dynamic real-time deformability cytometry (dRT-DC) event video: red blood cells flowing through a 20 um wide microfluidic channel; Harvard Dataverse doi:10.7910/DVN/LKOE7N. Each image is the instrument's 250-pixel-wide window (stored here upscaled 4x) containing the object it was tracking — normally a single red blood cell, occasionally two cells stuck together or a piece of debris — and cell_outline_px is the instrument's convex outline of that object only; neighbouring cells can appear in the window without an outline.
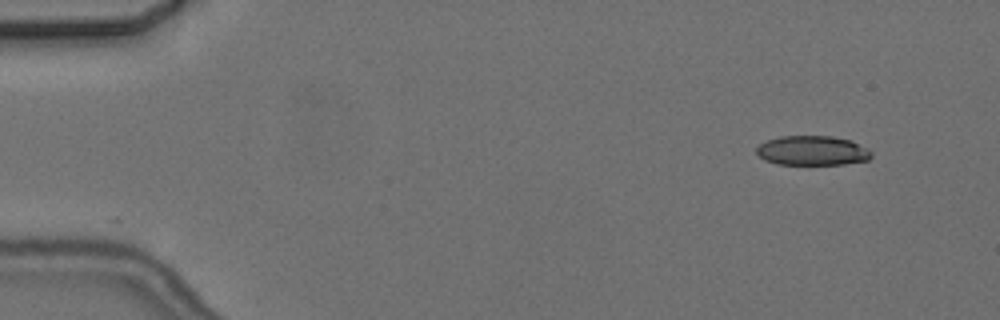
{"species": "common noctule bat (a hibernating species)", "species_latin": "Nyctalus noctula", "temperature_condition": "cold", "stored_images_in_passage": 2, "camera_frame_rate_fps": 3000, "um_per_image_px": 0.085, "animal": {"sex": "female", "body_mass_g": 24.6, "forearm_length_mm": 56.2}, "frame": {"image": 1, "passage_image": 2, "time_ms": 1.0, "image_size_px": [1000, 320], "cell_outline_px": [[872, 156], [868, 160], [844, 164], [776, 164], [764, 160], [756, 152], [756, 148], [760, 144], [768, 140], [780, 136], [832, 136], [852, 140], [868, 148], [872, 152]], "centroid_in_image_um": [69.07, 12.8], "position_along_channel_um": 15.9, "area_um2": 19.88}}